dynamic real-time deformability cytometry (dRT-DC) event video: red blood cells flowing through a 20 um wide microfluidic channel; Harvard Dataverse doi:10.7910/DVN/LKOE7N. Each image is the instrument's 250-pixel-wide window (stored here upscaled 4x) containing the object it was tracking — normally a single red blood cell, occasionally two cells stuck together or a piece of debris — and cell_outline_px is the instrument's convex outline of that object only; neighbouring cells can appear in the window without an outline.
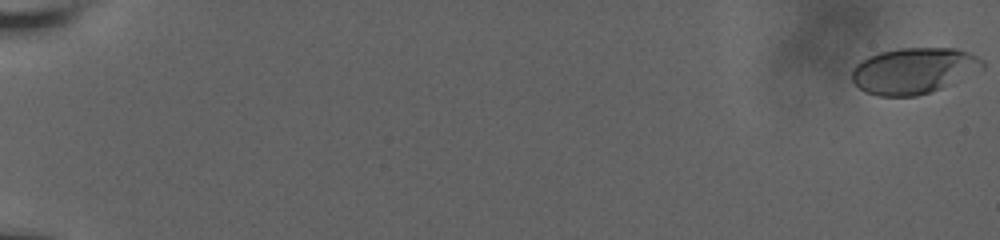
{"species": "human", "species_latin": "Homo sapiens", "temperature_condition": "room temperature", "stored_images_in_passage": 57, "camera_frame_rate_fps": 3000, "um_per_image_px": 0.085, "donor": {"sex": "male"}, "frame": {"image": 1, "passage_image": 1, "time_ms": 0.0, "image_size_px": [1000, 240], "cell_outline_px": [[984, 68], [940, 88], [916, 96], [876, 96], [864, 92], [852, 80], [852, 68], [860, 60], [876, 52], [900, 48], [956, 48], [968, 52], [984, 60]], "centroid_in_image_um": [77.62, 5.99], "position_along_channel_um": 7.4, "area_um2": 35.03}}
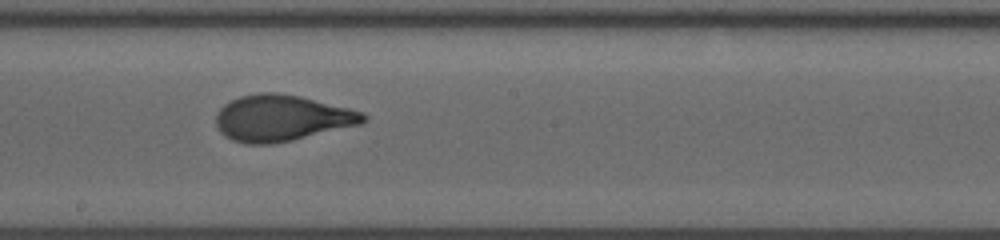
{"frame": {"image": 2, "passage_image": 36, "time_ms": 11.667, "image_size_px": [1000, 240], "cell_outline_px": [[368, 120], [364, 124], [292, 140], [272, 144], [248, 144], [232, 140], [224, 136], [220, 132], [216, 124], [216, 112], [224, 104], [240, 96], [260, 92], [276, 92], [300, 96], [364, 112], [368, 116]], "centroid_in_image_um": [23.96, 10.04], "position_along_channel_um": 224.2, "area_um2": 39.94}}
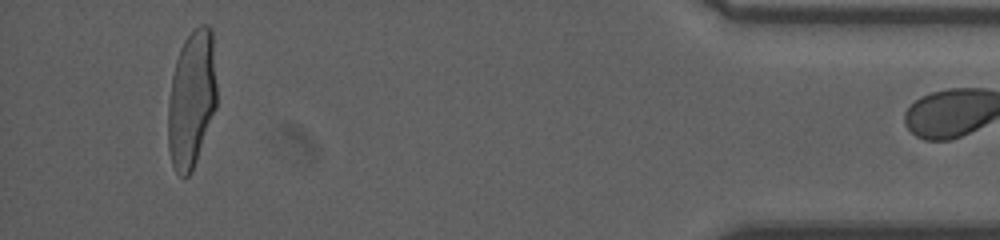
{"frame": {"image": 3, "passage_image": 56, "time_ms": 18.333, "image_size_px": [1000, 240], "cell_outline_px": [[216, 108], [196, 160], [188, 176], [180, 176], [176, 172], [172, 164], [168, 148], [168, 100], [172, 76], [176, 60], [180, 48], [184, 40], [200, 24], [208, 24], [212, 28], [216, 84]], "centroid_in_image_um": [16.28, 8.4], "position_along_channel_um": 418.9, "area_um2": 38.84}}